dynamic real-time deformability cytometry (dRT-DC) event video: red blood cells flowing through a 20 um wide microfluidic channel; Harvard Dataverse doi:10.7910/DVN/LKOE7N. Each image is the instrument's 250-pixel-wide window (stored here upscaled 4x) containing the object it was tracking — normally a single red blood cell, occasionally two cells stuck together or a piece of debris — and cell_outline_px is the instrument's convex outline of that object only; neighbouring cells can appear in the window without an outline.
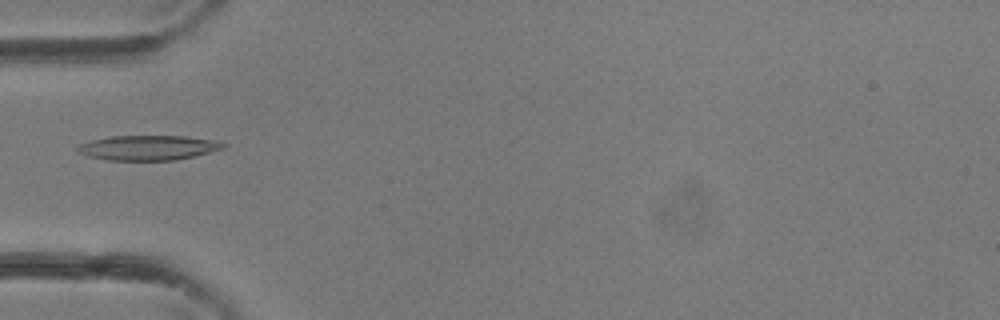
{"species": "common noctule bat (a hibernating species)", "species_latin": "Nyctalus noctula", "temperature_condition": "room temperature", "stored_images_in_passage": 28, "camera_frame_rate_fps": 3000, "um_per_image_px": 0.085, "animal": {"sex": "female"}, "frame": {"image": 1, "passage_image": 4, "time_ms": 1.0, "image_size_px": [1000, 320], "cell_outline_px": [[228, 144], [224, 148], [176, 160], [104, 160], [88, 156], [80, 152], [76, 148], [80, 144], [92, 140], [112, 136], [188, 136], [216, 140]], "centroid_in_image_um": [12.62, 12.55], "position_along_channel_um": 72.4, "area_um2": 20.98}}
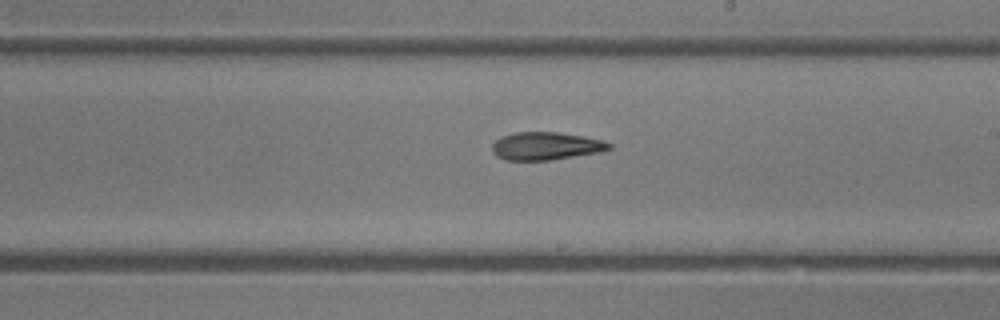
{"frame": {"image": 2, "passage_image": 13, "time_ms": 4.0, "image_size_px": [1000, 320], "cell_outline_px": [[612, 148], [600, 152], [552, 160], [504, 160], [496, 156], [492, 152], [492, 144], [500, 136], [516, 132], [556, 132], [604, 140], [612, 144]], "centroid_in_image_um": [46.38, 12.42], "position_along_channel_um": 242.6, "area_um2": 19.07}}
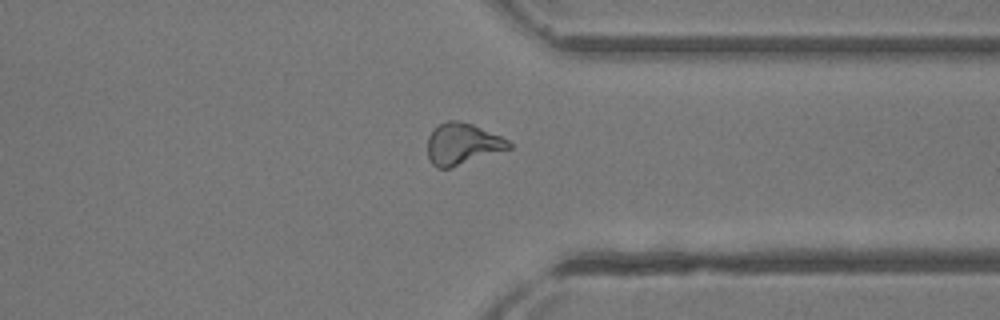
{"frame": {"image": 3, "passage_image": 20, "time_ms": 6.333, "image_size_px": [1000, 320], "cell_outline_px": [[512, 148], [448, 168], [436, 168], [428, 160], [428, 136], [440, 124], [448, 120], [460, 120], [472, 124], [500, 136], [508, 140], [512, 144]], "centroid_in_image_um": [39.29, 12.23], "position_along_channel_um": 372.1, "area_um2": 19.42}}